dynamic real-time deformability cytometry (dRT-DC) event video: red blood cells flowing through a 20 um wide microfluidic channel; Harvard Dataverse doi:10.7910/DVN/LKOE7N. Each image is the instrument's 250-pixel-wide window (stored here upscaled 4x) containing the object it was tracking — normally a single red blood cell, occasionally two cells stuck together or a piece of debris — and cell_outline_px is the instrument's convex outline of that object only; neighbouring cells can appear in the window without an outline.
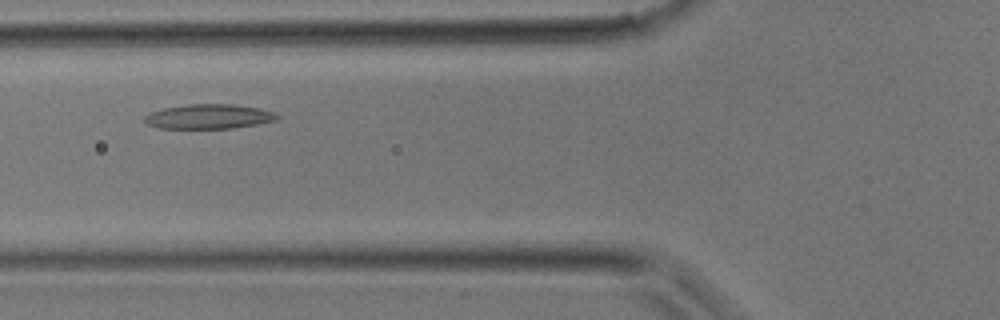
{"species": "common noctule bat (a hibernating species)", "species_latin": "Nyctalus noctula", "temperature_condition": "room temperature", "stored_images_in_passage": 25, "camera_frame_rate_fps": 3000, "um_per_image_px": 0.085, "animal": {"sex": "male", "body_mass_g": 17.9}, "frame": {"image": 1, "passage_image": 4, "time_ms": 1.0, "image_size_px": [1000, 320], "cell_outline_px": [[280, 116], [276, 120], [256, 124], [232, 128], [160, 128], [148, 124], [144, 120], [144, 116], [160, 108], [188, 104], [232, 104], [260, 108], [272, 112]], "centroid_in_image_um": [17.73, 9.89], "position_along_channel_um": 108.1, "area_um2": 18.9}}
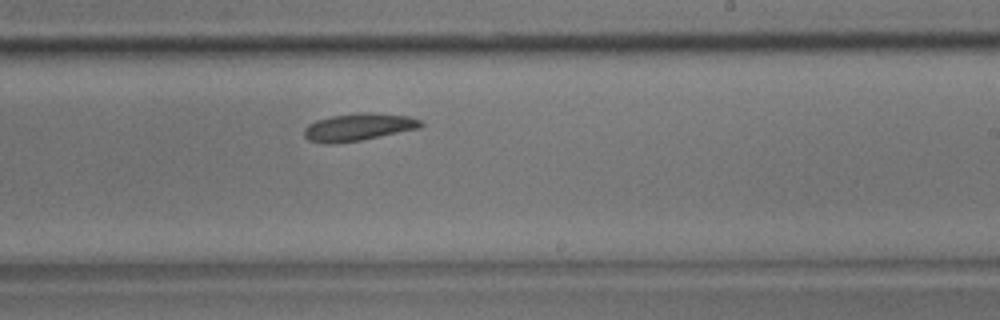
{"frame": {"image": 2, "passage_image": 12, "time_ms": 3.667, "image_size_px": [1000, 320], "cell_outline_px": [[424, 124], [420, 128], [360, 140], [336, 144], [320, 144], [308, 140], [304, 136], [304, 128], [308, 124], [316, 120], [332, 116], [356, 112], [376, 112], [408, 116], [420, 120]], "centroid_in_image_um": [30.43, 10.8], "position_along_channel_um": 258.6, "area_um2": 18.9}}
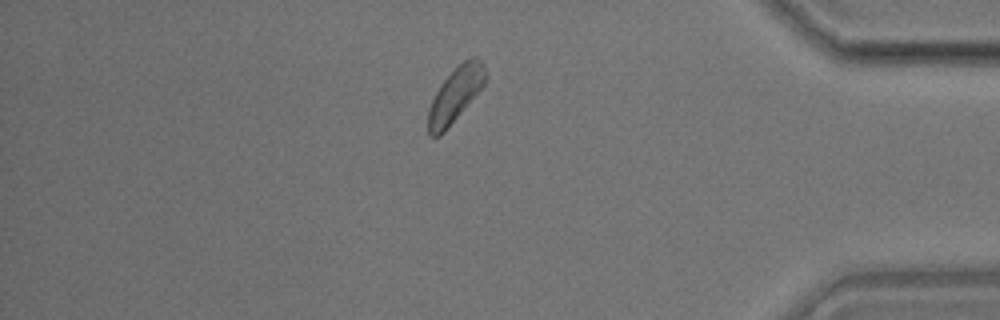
{"frame": {"image": 3, "passage_image": 21, "time_ms": 6.667, "image_size_px": [1000, 320], "cell_outline_px": [[488, 76], [484, 84], [468, 104], [444, 132], [440, 136], [428, 136], [428, 108], [440, 84], [464, 60], [472, 56], [476, 56], [484, 60]], "centroid_in_image_um": [38.74, 8.02], "position_along_channel_um": 396.5, "area_um2": 18.21}}